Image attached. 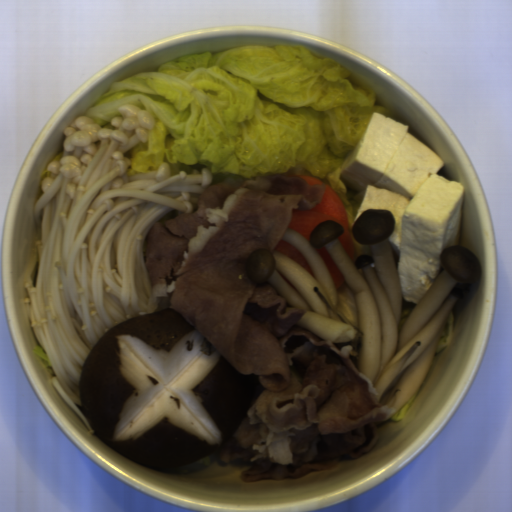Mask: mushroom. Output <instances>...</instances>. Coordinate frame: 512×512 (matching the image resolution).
<instances>
[{
    "mask_svg": "<svg viewBox=\"0 0 512 512\" xmlns=\"http://www.w3.org/2000/svg\"><path fill=\"white\" fill-rule=\"evenodd\" d=\"M78 389L99 440L132 462L170 469L220 449L267 388L170 307L109 330Z\"/></svg>",
    "mask_w": 512,
    "mask_h": 512,
    "instance_id": "1",
    "label": "mushroom"
}]
</instances>
